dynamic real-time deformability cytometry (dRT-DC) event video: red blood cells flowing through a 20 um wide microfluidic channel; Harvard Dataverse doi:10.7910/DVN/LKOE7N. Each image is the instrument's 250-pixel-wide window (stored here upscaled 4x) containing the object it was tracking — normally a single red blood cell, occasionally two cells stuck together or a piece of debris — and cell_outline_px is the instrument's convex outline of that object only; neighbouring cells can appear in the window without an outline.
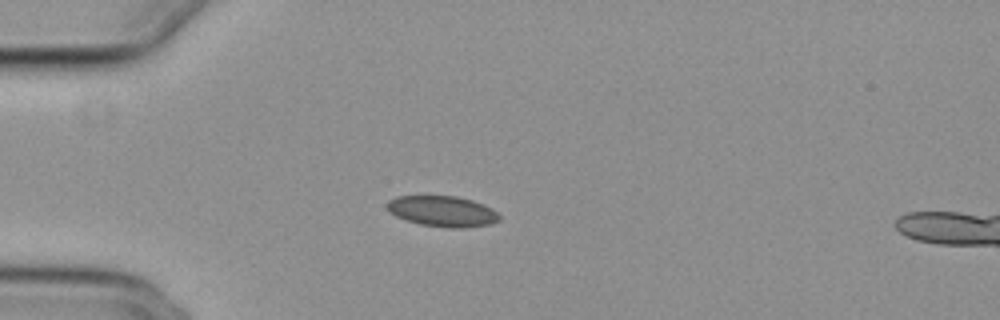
{"species": "common noctule bat (a hibernating species)", "species_latin": "Nyctalus noctula", "temperature_condition": "cold", "stored_images_in_passage": 40, "camera_frame_rate_fps": 3000, "um_per_image_px": 0.085, "animal": {"sex": "female", "body_mass_g": 29.2, "forearm_length_mm": 56.3}, "frame": {"image": 1, "passage_image": 1, "time_ms": 0.0, "image_size_px": [1000, 320], "cell_outline_px": [[500, 220], [488, 224], [460, 228], [448, 228], [420, 224], [396, 216], [384, 204], [388, 200], [396, 196], [456, 196], [472, 200], [484, 204], [492, 208], [500, 216]], "centroid_in_image_um": [37.61, 17.95], "position_along_channel_um": 47.4, "area_um2": 20.0}}
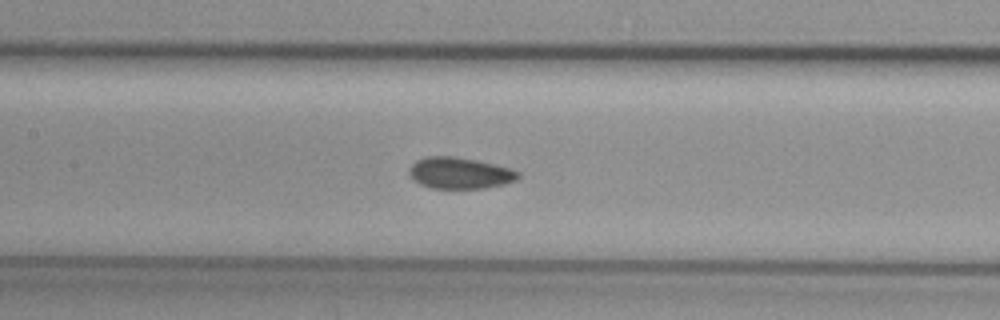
{"frame": {"image": 2, "passage_image": 12, "time_ms": 3.667, "image_size_px": [1000, 320], "cell_outline_px": [[520, 176], [516, 180], [504, 184], [484, 188], [432, 188], [420, 184], [408, 172], [408, 168], [416, 160], [424, 156], [456, 156], [496, 164], [512, 168], [520, 172]], "centroid_in_image_um": [39.1, 14.69], "position_along_channel_um": 168.3, "area_um2": 20.06}}
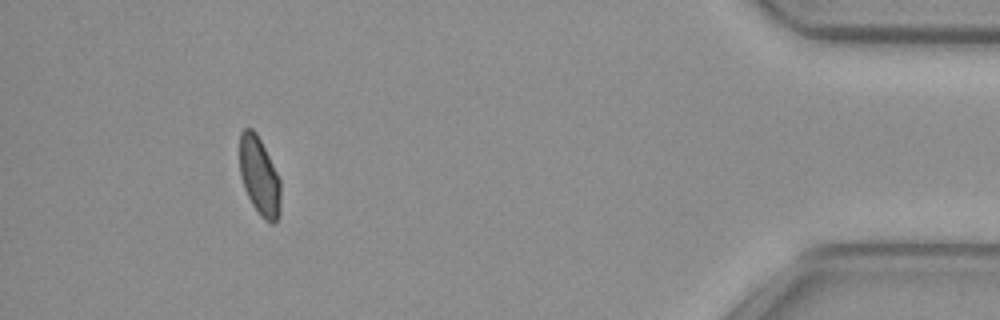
{"frame": {"image": 3, "passage_image": 36, "time_ms": 11.667, "image_size_px": [1000, 320], "cell_outline_px": [[280, 216], [272, 224], [264, 220], [260, 216], [252, 204], [244, 188], [240, 176], [240, 132], [244, 128], [252, 128], [256, 132], [280, 180]], "centroid_in_image_um": [22.04, 15.01], "position_along_channel_um": 413.2, "area_um2": 18.61}, "authors_computed_cell_mechanics": {"area_um2": 19.7098, "velocity_mm_per_s": 3.8281, "shape_relaxation_time_tau1_ms": 8.7948, "shape_relaxation_time_tau2_ms": 3.5753, "deformation_change_tau1": 0.1058, "deformation_change_tau2": 0.0574}}